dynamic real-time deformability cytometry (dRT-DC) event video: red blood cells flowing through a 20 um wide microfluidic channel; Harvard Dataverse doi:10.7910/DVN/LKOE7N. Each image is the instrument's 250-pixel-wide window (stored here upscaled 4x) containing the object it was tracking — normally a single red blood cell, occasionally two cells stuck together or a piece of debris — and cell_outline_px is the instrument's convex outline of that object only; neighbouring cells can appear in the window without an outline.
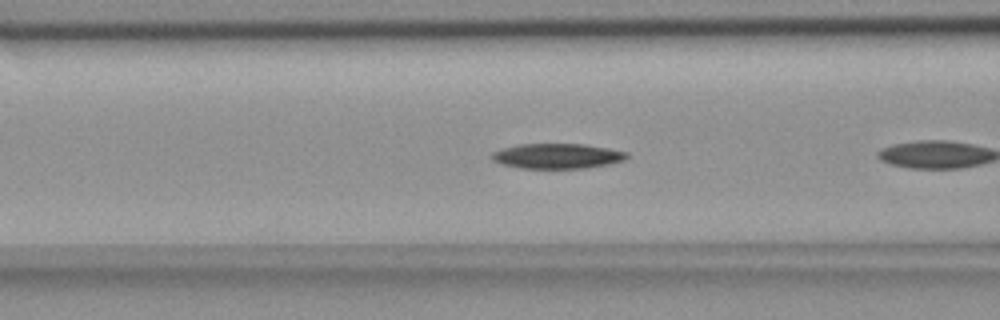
{"species": "common noctule bat (a hibernating species)", "species_latin": "Nyctalus noctula", "temperature_condition": "room temperature", "stored_images_in_passage": 8, "camera_frame_rate_fps": 3000, "um_per_image_px": 0.085, "animal": {"sex": "female", "body_mass_g": 18.4}, "frame": {"image": 1, "passage_image": 6, "time_ms": 1.667, "image_size_px": [1000, 320], "cell_outline_px": [[628, 156], [624, 160], [608, 164], [588, 168], [520, 168], [500, 164], [492, 160], [492, 152], [516, 144], [584, 144], [608, 148], [628, 152]], "centroid_in_image_um": [47.36, 13.26], "position_along_channel_um": 119.2, "area_um2": 19.77}}